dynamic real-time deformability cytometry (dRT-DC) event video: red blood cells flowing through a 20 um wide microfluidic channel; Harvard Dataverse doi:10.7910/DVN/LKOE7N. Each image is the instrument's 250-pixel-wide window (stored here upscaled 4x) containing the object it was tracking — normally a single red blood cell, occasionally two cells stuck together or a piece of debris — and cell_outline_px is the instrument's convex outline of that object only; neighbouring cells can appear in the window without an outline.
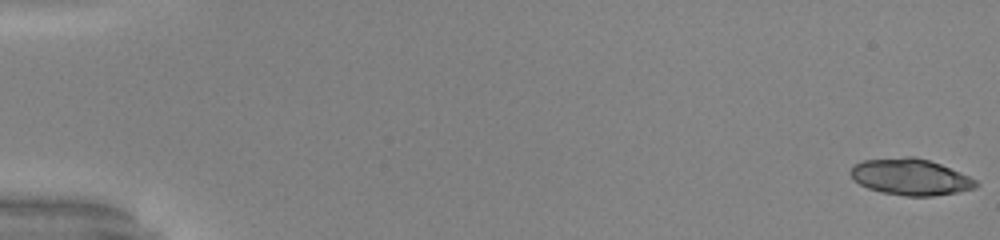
{"species": "common noctule bat (a hibernating species)", "species_latin": "Nyctalus noctula", "temperature_condition": "warm", "stored_images_in_passage": 17, "camera_frame_rate_fps": 3000, "um_per_image_px": 0.085, "animal": {"sex": "male", "body_mass_g": 20.0, "forearm_length_mm": 53.3}, "frame": {"image": 1, "passage_image": 1, "time_ms": 0.0, "image_size_px": [1000, 240], "cell_outline_px": [[980, 184], [976, 188], [956, 192], [932, 196], [904, 196], [880, 192], [868, 188], [852, 180], [848, 172], [852, 164], [864, 160], [904, 156], [912, 156], [928, 160], [940, 164], [960, 172], [976, 180]], "centroid_in_image_um": [77.34, 15.04], "position_along_channel_um": 7.7, "area_um2": 26.82}}